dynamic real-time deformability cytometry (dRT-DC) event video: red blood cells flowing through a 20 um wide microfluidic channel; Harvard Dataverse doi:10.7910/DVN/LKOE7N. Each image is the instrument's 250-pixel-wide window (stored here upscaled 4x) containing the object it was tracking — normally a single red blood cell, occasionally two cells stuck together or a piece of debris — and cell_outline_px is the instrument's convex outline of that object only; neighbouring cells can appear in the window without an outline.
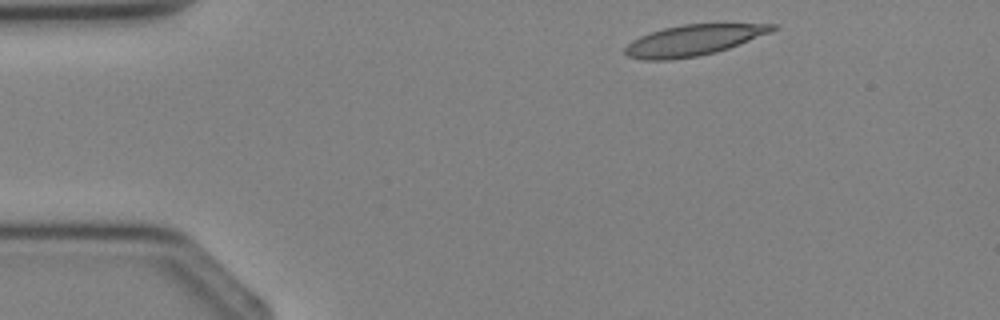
{"species": "Egyptian fruit bat (a non-hibernating species)", "species_latin": "Rousettus aegyptiacus", "temperature_condition": "cold", "stored_images_in_passage": 2, "camera_frame_rate_fps": 3000, "um_per_image_px": 0.085, "animal": {"sex": "female"}, "frame": {"image": 1, "passage_image": 1, "time_ms": 0.0, "image_size_px": [1000, 320], "cell_outline_px": [[776, 28], [772, 32], [728, 48], [716, 52], [696, 56], [672, 60], [644, 60], [628, 56], [624, 52], [624, 48], [632, 40], [640, 36], [664, 28], [684, 24], [776, 24]], "centroid_in_image_um": [58.91, 3.43], "position_along_channel_um": 26.1, "area_um2": 26.18}}